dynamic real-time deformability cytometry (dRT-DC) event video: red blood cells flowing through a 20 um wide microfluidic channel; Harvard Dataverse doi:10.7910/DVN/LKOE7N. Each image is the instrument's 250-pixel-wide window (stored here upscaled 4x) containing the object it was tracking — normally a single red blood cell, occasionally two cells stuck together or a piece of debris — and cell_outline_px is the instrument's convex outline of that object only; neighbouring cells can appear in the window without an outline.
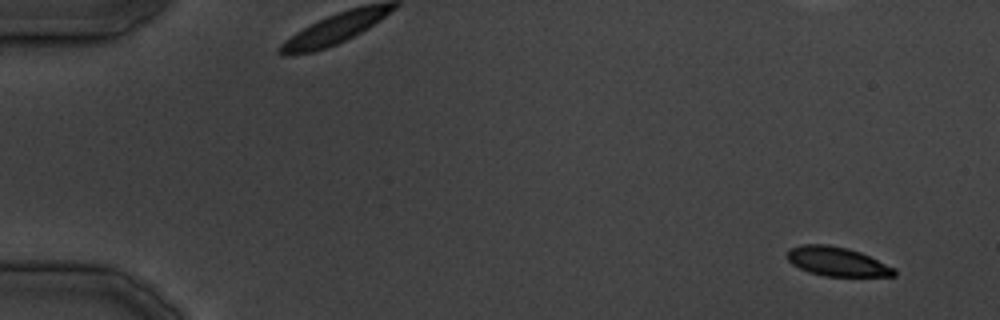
{"species": "common noctule bat (a hibernating species)", "species_latin": "Nyctalus noctula", "temperature_condition": "cold", "stored_images_in_passage": 38, "camera_frame_rate_fps": 3000, "um_per_image_px": 0.085, "animal": {"sex": "male", "body_mass_g": 19.5, "forearm_length_mm": 54.6}, "frame": {"image": 1, "passage_image": 1, "time_ms": 0.0, "image_size_px": [1000, 320], "cell_outline_px": [[896, 276], [824, 276], [808, 272], [792, 264], [788, 260], [788, 252], [792, 248], [804, 244], [828, 244], [848, 248], [860, 252], [896, 268]], "centroid_in_image_um": [71.18, 22.23], "position_along_channel_um": 13.8, "area_um2": 18.09}}
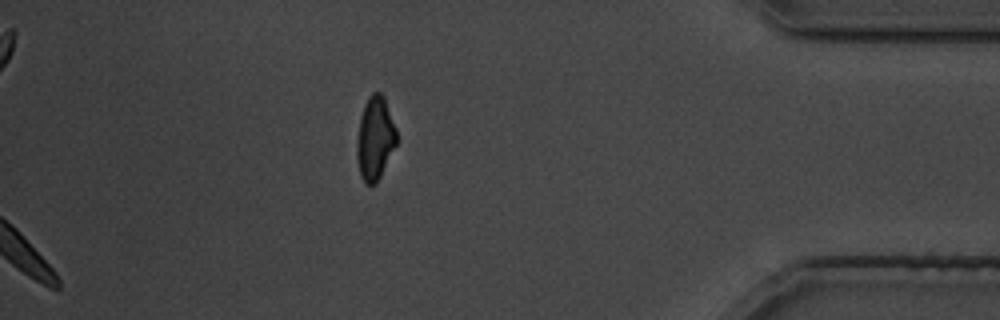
{"frame": {"image": 2, "passage_image": 38, "time_ms": 45.333, "image_size_px": [1000, 320], "cell_outline_px": [[396, 144], [376, 184], [364, 184], [360, 176], [356, 160], [356, 140], [360, 116], [364, 104], [368, 96], [372, 92], [380, 92], [384, 96], [396, 128]], "centroid_in_image_um": [31.84, 11.75], "position_along_channel_um": 403.4, "area_um2": 19.48}}